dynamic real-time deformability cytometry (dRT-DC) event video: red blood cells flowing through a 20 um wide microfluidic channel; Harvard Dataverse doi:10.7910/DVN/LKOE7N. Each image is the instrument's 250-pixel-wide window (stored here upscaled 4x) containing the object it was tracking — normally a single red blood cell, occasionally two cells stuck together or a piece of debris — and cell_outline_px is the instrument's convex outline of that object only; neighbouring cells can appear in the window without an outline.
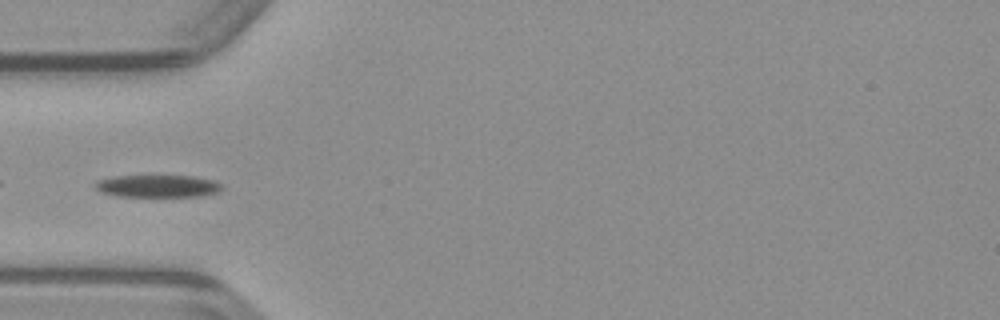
{"species": "common noctule bat (a hibernating species)", "species_latin": "Nyctalus noctula", "temperature_condition": "warm", "stored_images_in_passage": 35, "camera_frame_rate_fps": 3000, "um_per_image_px": 0.085, "animal": {"sex": "male", "body_mass_g": 23.1, "forearm_length_mm": 52.7}, "frame": {"image": 1, "passage_image": 1, "time_ms": 0.0, "image_size_px": [1000, 320], "cell_outline_px": [[220, 188], [216, 192], [204, 196], [120, 196], [104, 192], [96, 188], [92, 184], [96, 180], [116, 176], [196, 176], [212, 180], [220, 184]], "centroid_in_image_um": [13.37, 15.81], "position_along_channel_um": 71.6, "area_um2": 16.24}}
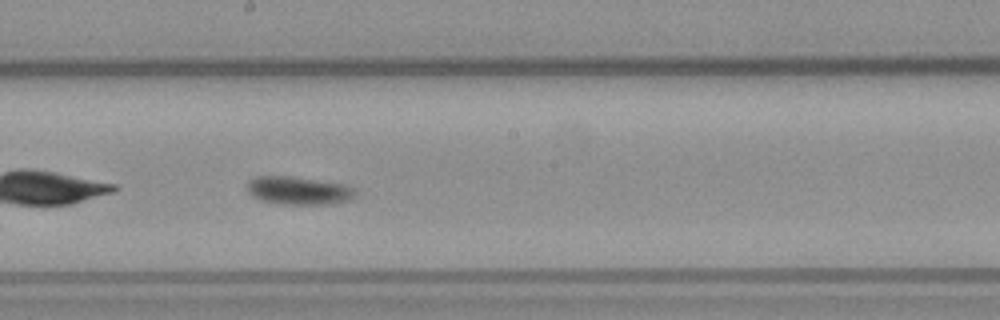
{"frame": {"image": 2, "passage_image": 12, "time_ms": 3.667, "image_size_px": [1000, 320], "cell_outline_px": [[356, 196], [352, 200], [328, 204], [280, 204], [260, 200], [252, 196], [248, 192], [248, 180], [256, 176], [288, 176], [348, 184], [356, 192]], "centroid_in_image_um": [25.4, 16.2], "position_along_channel_um": 222.8, "area_um2": 17.86}}
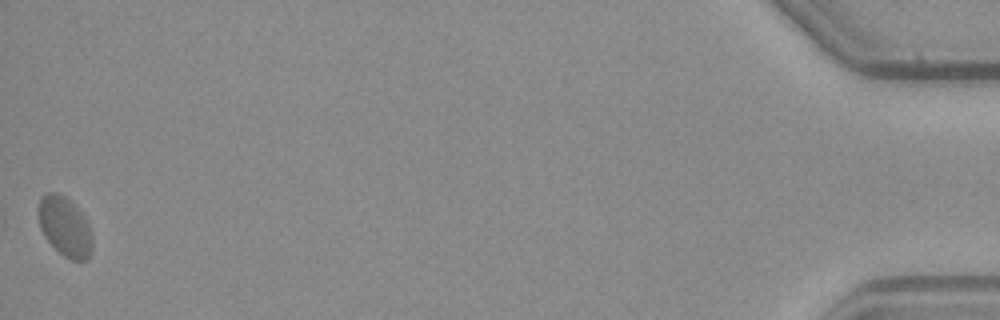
{"frame": {"image": 3, "passage_image": 35, "time_ms": 11.333, "image_size_px": [1000, 320], "cell_outline_px": [[92, 252], [84, 260], [72, 260], [64, 256], [44, 236], [40, 228], [36, 212], [36, 208], [40, 196], [44, 192], [56, 192], [64, 196], [80, 212], [88, 224], [92, 236]], "centroid_in_image_um": [5.46, 19.23], "position_along_channel_um": 429.7, "area_um2": 18.73}}